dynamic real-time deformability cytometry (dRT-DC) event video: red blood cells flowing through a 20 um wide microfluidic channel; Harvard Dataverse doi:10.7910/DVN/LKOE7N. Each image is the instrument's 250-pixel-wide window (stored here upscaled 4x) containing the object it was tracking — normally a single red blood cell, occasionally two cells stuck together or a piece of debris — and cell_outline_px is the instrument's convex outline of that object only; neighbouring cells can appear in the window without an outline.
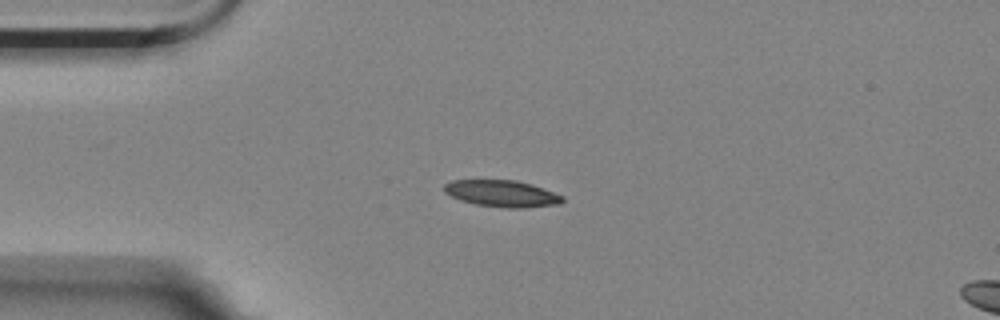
{"species": "Egyptian fruit bat (a non-hibernating species)", "species_latin": "Rousettus aegyptiacus", "temperature_condition": "room temperature", "stored_images_in_passage": 2, "segment_of_instrument_passage": [1, 2], "camera_frame_rate_fps": 3000, "um_per_image_px": 0.085, "animal": {"sex": "female"}, "frame": {"image": 1, "passage_image": 1, "time_ms": 0.0, "image_size_px": [1000, 320], "cell_outline_px": [[564, 200], [560, 204], [524, 208], [508, 208], [476, 204], [460, 200], [444, 192], [444, 184], [452, 180], [516, 180], [532, 184], [564, 196]], "centroid_in_image_um": [42.68, 16.45], "position_along_channel_um": 42.3, "area_um2": 18.38}}